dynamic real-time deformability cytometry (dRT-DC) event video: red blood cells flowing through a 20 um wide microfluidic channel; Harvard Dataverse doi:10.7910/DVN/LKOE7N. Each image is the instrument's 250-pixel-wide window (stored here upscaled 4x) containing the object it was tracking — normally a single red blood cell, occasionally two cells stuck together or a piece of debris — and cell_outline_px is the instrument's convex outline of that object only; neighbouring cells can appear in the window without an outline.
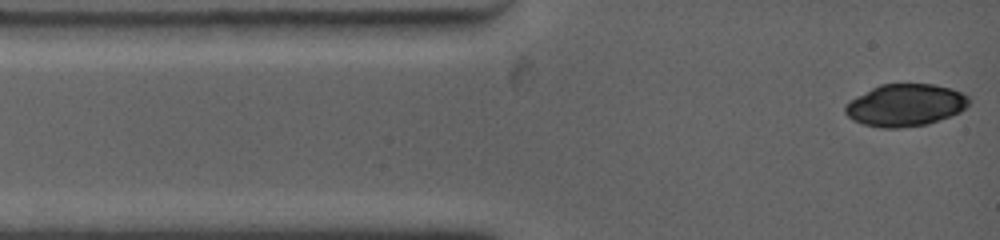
{"species": "common noctule bat (a hibernating species)", "species_latin": "Nyctalus noctula", "temperature_condition": "warm", "stored_images_in_passage": 4, "camera_frame_rate_fps": 4500, "um_per_image_px": 0.085, "animal": {"sex": "female", "body_mass_g": 19.0, "forearm_length_mm": 53.3}, "frame": {"image": 1, "passage_image": 1, "time_ms": 0.0, "image_size_px": [1000, 240], "cell_outline_px": [[968, 104], [960, 112], [928, 124], [900, 128], [880, 128], [864, 124], [852, 120], [844, 112], [844, 104], [856, 96], [880, 84], [932, 84], [948, 88], [960, 92], [968, 96]], "centroid_in_image_um": [76.9, 8.94], "position_along_channel_um": 8.1, "area_um2": 30.35}}